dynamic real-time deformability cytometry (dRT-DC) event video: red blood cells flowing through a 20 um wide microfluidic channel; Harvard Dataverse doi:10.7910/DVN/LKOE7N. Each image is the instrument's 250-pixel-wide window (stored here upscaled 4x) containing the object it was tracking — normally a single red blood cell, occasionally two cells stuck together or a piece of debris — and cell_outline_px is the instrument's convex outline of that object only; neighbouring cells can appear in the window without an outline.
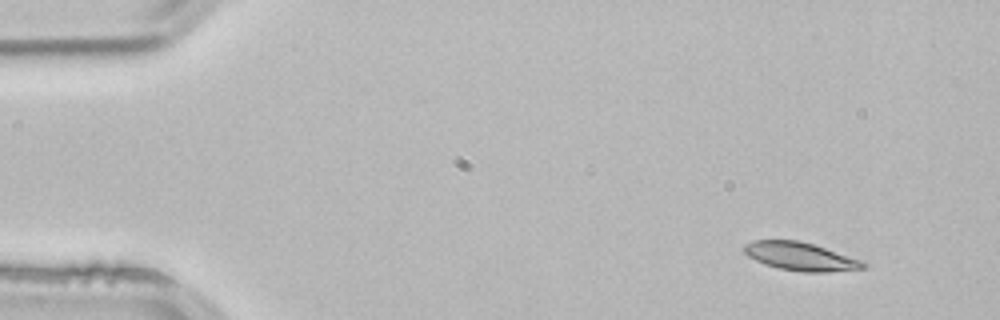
{"species": "common noctule bat (a hibernating species)", "species_latin": "Nyctalus noctula", "temperature_condition": "room temperature", "stored_images_in_passage": 3, "camera_frame_rate_fps": 3000, "um_per_image_px": 0.085, "animal": {"sex": "male", "body_mass_g": 21.5, "forearm_length_mm": 52.0}, "frame": {"image": 1, "passage_image": 1, "time_ms": 0.0, "image_size_px": [1000, 320], "cell_outline_px": [[868, 268], [828, 272], [804, 272], [780, 268], [764, 264], [748, 256], [740, 248], [744, 244], [756, 240], [800, 240], [860, 260], [868, 264]], "centroid_in_image_um": [68.01, 21.8], "position_along_channel_um": 17.0, "area_um2": 19.48}}
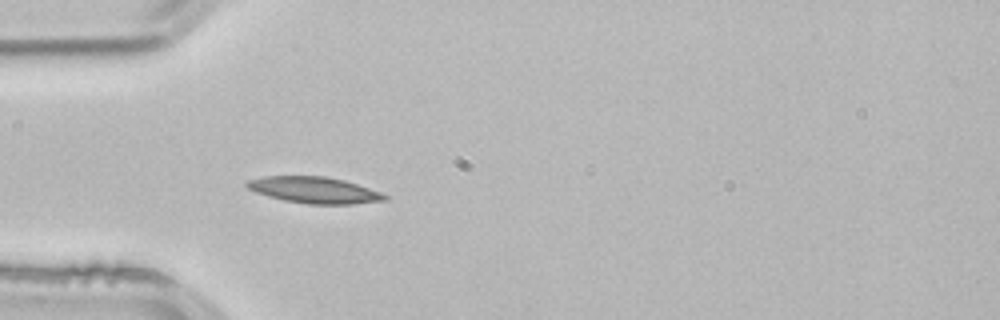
{"frame": {"image": 2, "passage_image": 3, "time_ms": 0.667, "image_size_px": [1000, 320], "cell_outline_px": [[388, 200], [352, 204], [308, 204], [284, 200], [268, 196], [256, 192], [248, 188], [244, 184], [248, 180], [264, 176], [324, 176], [344, 180], [380, 192], [388, 196]], "centroid_in_image_um": [26.7, 16.15], "position_along_channel_um": 58.3, "area_um2": 21.04}}